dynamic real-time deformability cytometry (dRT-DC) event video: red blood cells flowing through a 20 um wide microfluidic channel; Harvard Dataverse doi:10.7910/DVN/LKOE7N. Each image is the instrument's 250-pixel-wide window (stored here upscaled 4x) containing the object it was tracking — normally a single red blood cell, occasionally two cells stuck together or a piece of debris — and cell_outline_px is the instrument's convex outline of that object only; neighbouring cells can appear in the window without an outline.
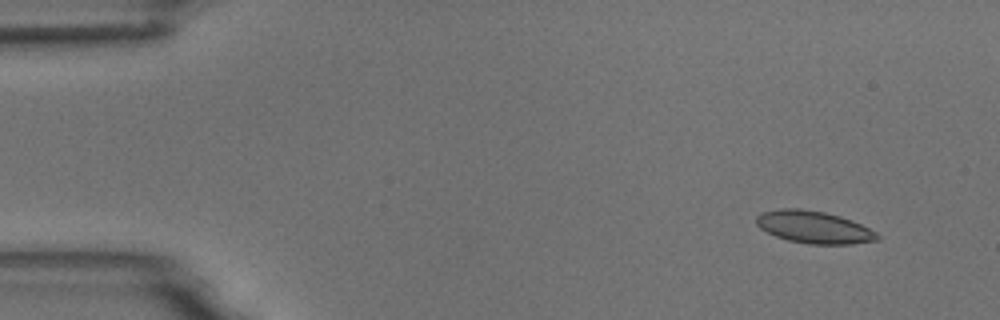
{"species": "common noctule bat (a hibernating species)", "species_latin": "Nyctalus noctula", "temperature_condition": "room temperature", "stored_images_in_passage": 5, "camera_frame_rate_fps": 3000, "um_per_image_px": 0.085, "animal": {"sex": "male", "body_mass_g": 18.8}, "frame": {"image": 1, "passage_image": 2, "time_ms": 1.333, "image_size_px": [1000, 320], "cell_outline_px": [[880, 240], [852, 244], [808, 244], [788, 240], [776, 236], [760, 228], [756, 224], [756, 216], [764, 212], [784, 208], [800, 208], [824, 212], [840, 216], [852, 220], [876, 232], [880, 236]], "centroid_in_image_um": [69.21, 19.31], "position_along_channel_um": 15.8, "area_um2": 22.72}}
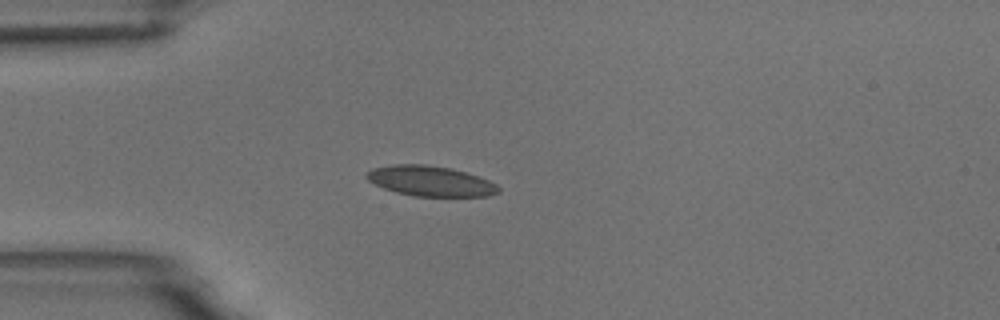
{"frame": {"image": 2, "passage_image": 5, "time_ms": 4.667, "image_size_px": [1000, 320], "cell_outline_px": [[500, 192], [488, 196], [416, 196], [396, 192], [384, 188], [368, 180], [364, 176], [364, 172], [372, 168], [392, 164], [424, 164], [452, 168], [480, 176], [496, 184], [500, 188]], "centroid_in_image_um": [36.58, 15.37], "position_along_channel_um": 48.4, "area_um2": 23.41}}